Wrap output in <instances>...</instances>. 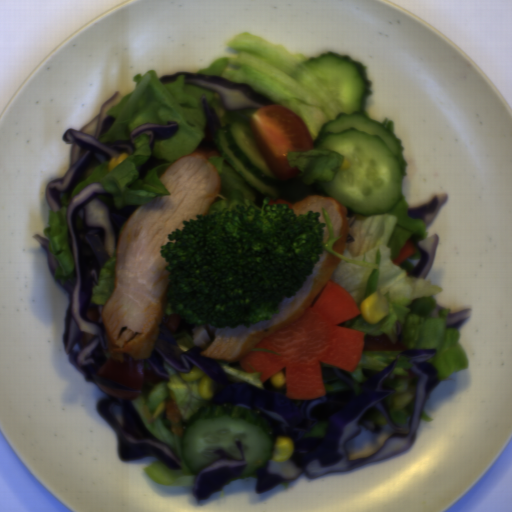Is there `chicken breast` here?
Instances as JSON below:
<instances>
[{
    "label": "chicken breast",
    "instance_id": "obj_1",
    "mask_svg": "<svg viewBox=\"0 0 512 512\" xmlns=\"http://www.w3.org/2000/svg\"><path fill=\"white\" fill-rule=\"evenodd\" d=\"M211 151H194L175 159L160 175L169 195L139 205L126 221L117 243L115 288L106 300L101 320L107 350L119 362L128 353L150 358L162 332L164 296L170 283L160 247L182 222L204 215L221 191Z\"/></svg>",
    "mask_w": 512,
    "mask_h": 512
},
{
    "label": "chicken breast",
    "instance_id": "obj_7",
    "mask_svg": "<svg viewBox=\"0 0 512 512\" xmlns=\"http://www.w3.org/2000/svg\"><path fill=\"white\" fill-rule=\"evenodd\" d=\"M322 236H323V244H325L330 237V232L326 225L323 227Z\"/></svg>",
    "mask_w": 512,
    "mask_h": 512
},
{
    "label": "chicken breast",
    "instance_id": "obj_2",
    "mask_svg": "<svg viewBox=\"0 0 512 512\" xmlns=\"http://www.w3.org/2000/svg\"><path fill=\"white\" fill-rule=\"evenodd\" d=\"M341 261V258L323 248L320 262L315 265L313 275L303 279L304 285L295 296L280 302L276 314L272 315L270 320L250 325L249 328L213 327L214 341L207 350L200 353L201 357L225 363L245 358L264 339L284 329L302 315L327 284Z\"/></svg>",
    "mask_w": 512,
    "mask_h": 512
},
{
    "label": "chicken breast",
    "instance_id": "obj_5",
    "mask_svg": "<svg viewBox=\"0 0 512 512\" xmlns=\"http://www.w3.org/2000/svg\"><path fill=\"white\" fill-rule=\"evenodd\" d=\"M94 334L93 333H83L82 337L80 338L79 342H81L82 344H88L90 343L93 338H94Z\"/></svg>",
    "mask_w": 512,
    "mask_h": 512
},
{
    "label": "chicken breast",
    "instance_id": "obj_4",
    "mask_svg": "<svg viewBox=\"0 0 512 512\" xmlns=\"http://www.w3.org/2000/svg\"><path fill=\"white\" fill-rule=\"evenodd\" d=\"M179 319H180V316H177V315H169V320L167 322V327L170 331H174L175 329L178 328V325H179Z\"/></svg>",
    "mask_w": 512,
    "mask_h": 512
},
{
    "label": "chicken breast",
    "instance_id": "obj_3",
    "mask_svg": "<svg viewBox=\"0 0 512 512\" xmlns=\"http://www.w3.org/2000/svg\"><path fill=\"white\" fill-rule=\"evenodd\" d=\"M267 203L269 205L286 204L288 209H292L297 215L306 213L308 211H317L320 214L318 218L319 224H325V218L323 216V211L325 208L328 220L331 224L332 236H340V238L333 243L331 249L339 256L344 254L347 248V236L349 230L347 220V207H345L336 199L321 194H313L296 204H290L284 199H268Z\"/></svg>",
    "mask_w": 512,
    "mask_h": 512
},
{
    "label": "chicken breast",
    "instance_id": "obj_6",
    "mask_svg": "<svg viewBox=\"0 0 512 512\" xmlns=\"http://www.w3.org/2000/svg\"><path fill=\"white\" fill-rule=\"evenodd\" d=\"M86 317L89 321L96 322L99 320V312L98 310L89 311L86 313Z\"/></svg>",
    "mask_w": 512,
    "mask_h": 512
}]
</instances>
